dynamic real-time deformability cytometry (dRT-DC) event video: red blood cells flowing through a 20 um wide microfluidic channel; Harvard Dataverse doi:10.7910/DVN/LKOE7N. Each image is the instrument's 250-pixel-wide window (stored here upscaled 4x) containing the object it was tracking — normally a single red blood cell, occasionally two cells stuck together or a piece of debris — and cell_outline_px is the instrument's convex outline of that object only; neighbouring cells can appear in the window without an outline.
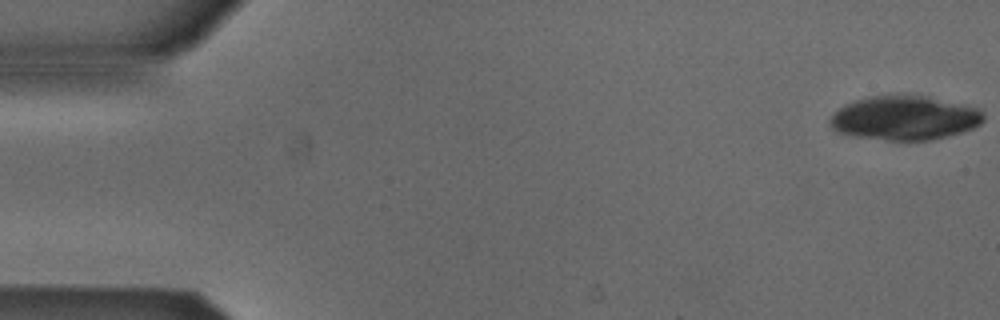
{"species": "Egyptian fruit bat (a non-hibernating species)", "species_latin": "Rousettus aegyptiacus", "temperature_condition": "cold", "stored_images_in_passage": 18, "camera_frame_rate_fps": 3000, "um_per_image_px": 0.085, "animal": {"sex": "male"}, "frame": {"image": 1, "passage_image": 1, "time_ms": 0.0, "image_size_px": [1000, 320], "cell_outline_px": [[984, 120], [980, 124], [972, 128], [960, 132], [932, 140], [888, 140], [856, 136], [836, 132], [828, 124], [828, 120], [844, 104], [856, 100], [872, 96], [924, 96], [964, 104], [980, 108], [984, 116]], "centroid_in_image_um": [76.89, 10.03], "position_along_channel_um": 8.1, "area_um2": 39.19}}